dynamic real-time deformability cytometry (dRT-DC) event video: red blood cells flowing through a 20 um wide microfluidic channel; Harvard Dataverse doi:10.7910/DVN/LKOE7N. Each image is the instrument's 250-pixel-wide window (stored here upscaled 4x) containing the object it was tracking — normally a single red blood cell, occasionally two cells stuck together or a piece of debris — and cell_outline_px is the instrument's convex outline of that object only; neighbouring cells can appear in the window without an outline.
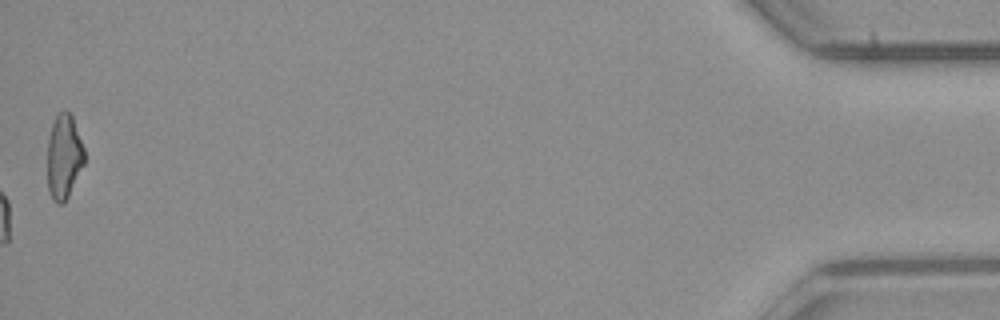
{"species": "common noctule bat (a hibernating species)", "species_latin": "Nyctalus noctula", "temperature_condition": "room temperature", "stored_images_in_passage": 55, "camera_frame_rate_fps": 3000, "um_per_image_px": 0.085, "animal": {"sex": "male", "body_mass_g": 23.1, "forearm_length_mm": 52.7}, "frame": {"image": 1, "passage_image": 55, "time_ms": 18.0, "image_size_px": [1000, 320], "cell_outline_px": [[84, 164], [64, 204], [56, 204], [52, 200], [48, 188], [48, 140], [52, 124], [56, 116], [64, 108], [72, 116], [84, 148]], "centroid_in_image_um": [5.43, 13.34], "position_along_channel_um": 429.8, "area_um2": 18.15}, "authors_computed_cell_mechanics": {"area_um2": 16.0106, "velocity_mm_per_s": 3.8761, "shape_relaxation_time_tau1_ms": null, "shape_relaxation_time_tau2_ms": 3.5989, "deformation_change_tau1": null, "deformation_change_tau2": 0.0781}}